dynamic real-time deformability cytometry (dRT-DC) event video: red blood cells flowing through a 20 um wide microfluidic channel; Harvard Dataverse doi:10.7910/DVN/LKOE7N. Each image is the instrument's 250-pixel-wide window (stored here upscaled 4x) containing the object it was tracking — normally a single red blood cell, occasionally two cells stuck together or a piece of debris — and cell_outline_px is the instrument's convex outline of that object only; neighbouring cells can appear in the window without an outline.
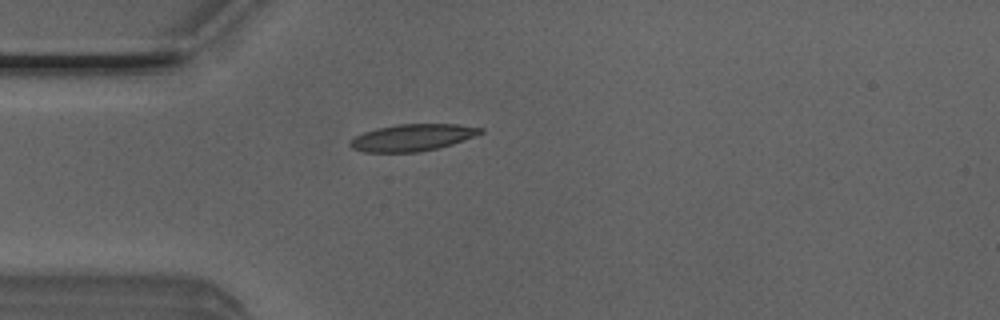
{"species": "Egyptian fruit bat (a non-hibernating species)", "species_latin": "Rousettus aegyptiacus", "temperature_condition": "room temperature", "stored_images_in_passage": 16, "camera_frame_rate_fps": 3000, "um_per_image_px": 0.085, "animal": {"sex": "male"}, "frame": {"image": 1, "passage_image": 5, "time_ms": 1.333, "image_size_px": [1000, 320], "cell_outline_px": [[484, 132], [476, 136], [452, 144], [420, 152], [364, 152], [352, 148], [348, 144], [348, 140], [364, 132], [376, 128], [396, 124], [456, 124], [484, 128]], "centroid_in_image_um": [35.04, 11.69], "position_along_channel_um": 50.0, "area_um2": 20.52}}
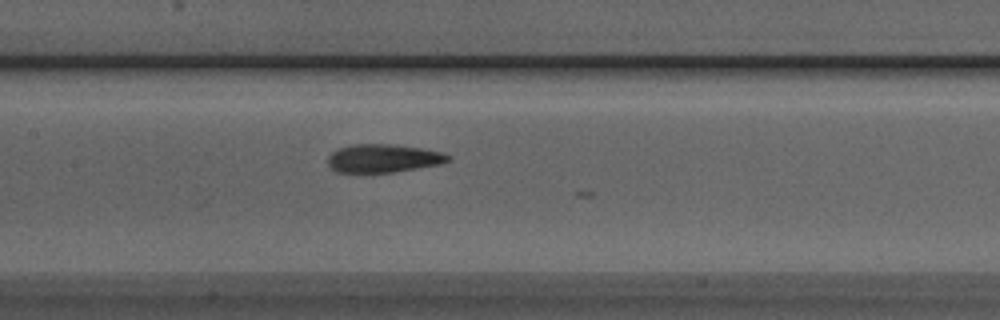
{"frame": {"image": 2, "passage_image": 15, "time_ms": 4.667, "image_size_px": [1000, 320], "cell_outline_px": [[452, 160], [436, 164], [392, 172], [336, 172], [328, 164], [328, 156], [332, 152], [340, 148], [352, 144], [396, 144], [420, 148], [440, 152], [452, 156]], "centroid_in_image_um": [32.55, 13.44], "position_along_channel_um": 174.8, "area_um2": 19.54}}